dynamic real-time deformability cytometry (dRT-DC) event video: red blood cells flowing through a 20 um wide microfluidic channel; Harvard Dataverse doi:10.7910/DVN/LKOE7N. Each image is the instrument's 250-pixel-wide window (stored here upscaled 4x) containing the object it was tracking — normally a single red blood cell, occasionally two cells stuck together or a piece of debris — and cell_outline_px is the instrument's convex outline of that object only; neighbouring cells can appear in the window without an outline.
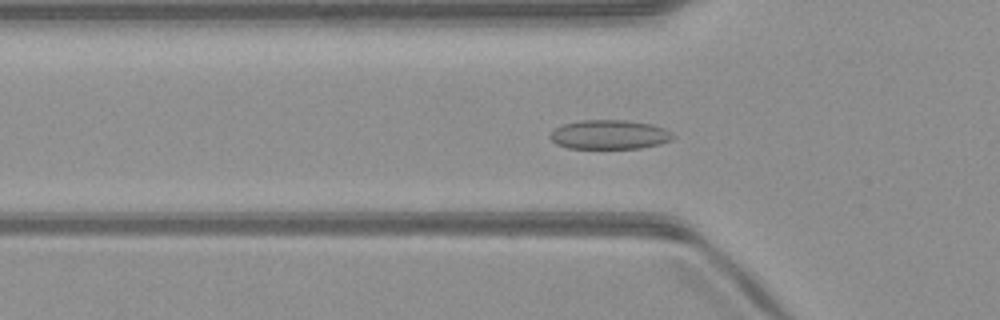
{"species": "common noctule bat (a hibernating species)", "species_latin": "Nyctalus noctula", "temperature_condition": "warm", "stored_images_in_passage": 41, "camera_frame_rate_fps": 3000, "um_per_image_px": 0.085, "animal": {"sex": "male", "body_mass_g": 23.1, "forearm_length_mm": 52.7}, "frame": {"image": 1, "passage_image": 12, "time_ms": 3.667, "image_size_px": [1000, 320], "cell_outline_px": [[676, 136], [672, 140], [660, 144], [640, 148], [568, 148], [556, 144], [548, 136], [556, 128], [564, 124], [580, 120], [628, 120], [652, 124], [664, 128], [672, 132]], "centroid_in_image_um": [51.84, 11.44], "position_along_channel_um": 74.0, "area_um2": 21.04}}
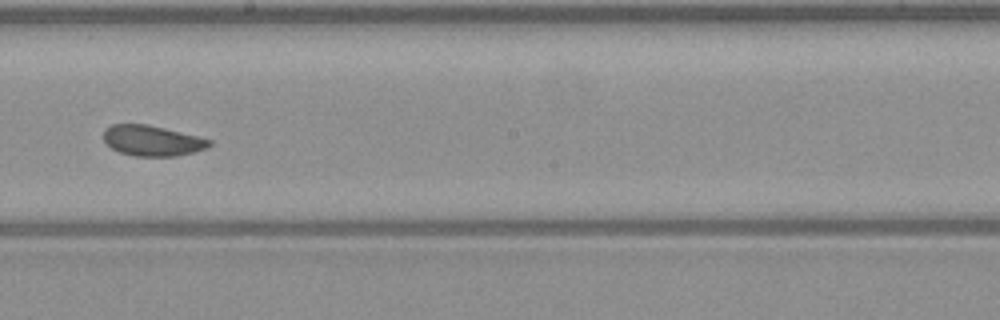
{"frame": {"image": 2, "passage_image": 24, "time_ms": 7.667, "image_size_px": [1000, 320], "cell_outline_px": [[212, 144], [208, 148], [176, 156], [136, 156], [120, 152], [112, 148], [104, 140], [104, 128], [112, 124], [148, 124], [212, 140]], "centroid_in_image_um": [12.93, 11.95], "position_along_channel_um": 235.3, "area_um2": 18.67}}
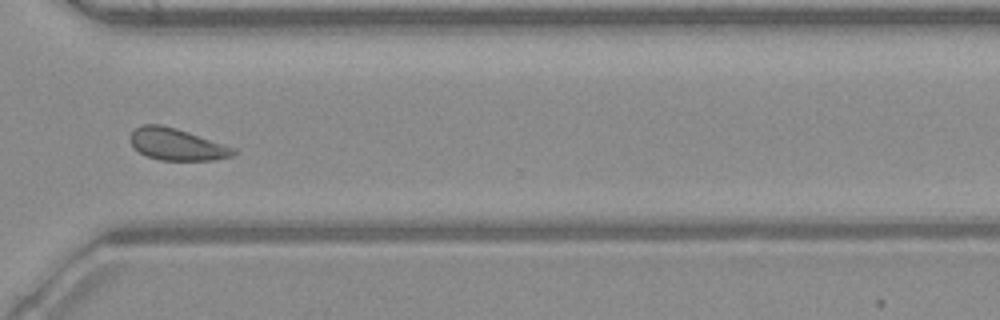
{"frame": {"image": 3, "passage_image": 33, "time_ms": 10.667, "image_size_px": [1000, 320], "cell_outline_px": [[236, 152], [232, 156], [212, 160], [160, 160], [148, 156], [140, 152], [132, 144], [132, 132], [136, 128], [144, 124], [160, 124], [176, 128], [236, 148]], "centroid_in_image_um": [15.06, 12.27], "position_along_channel_um": 355.5, "area_um2": 18.79}, "authors_computed_cell_mechanics": {"area_um2": 19.3052, "velocity_mm_per_s": 4.0042, "shape_relaxation_time_tau1_ms": 7.9025, "shape_relaxation_time_tau2_ms": 1.471, "deformation_change_tau1": 0.1108, "deformation_change_tau2": 0.0549}}